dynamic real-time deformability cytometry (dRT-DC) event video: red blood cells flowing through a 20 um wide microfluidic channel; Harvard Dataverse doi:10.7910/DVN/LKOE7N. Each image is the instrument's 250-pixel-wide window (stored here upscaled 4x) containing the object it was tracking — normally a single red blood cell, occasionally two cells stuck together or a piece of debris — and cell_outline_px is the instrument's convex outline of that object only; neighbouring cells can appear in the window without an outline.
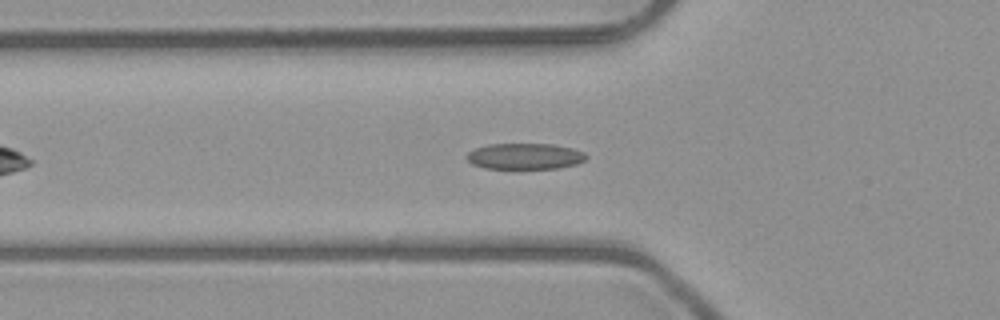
{"species": "common noctule bat (a hibernating species)", "species_latin": "Nyctalus noctula", "temperature_condition": "room temperature", "stored_images_in_passage": 37, "camera_frame_rate_fps": 3000, "um_per_image_px": 0.085, "animal": {"sex": "male", "body_mass_g": 23.1, "forearm_length_mm": 52.7}, "frame": {"image": 1, "passage_image": 10, "time_ms": 3.0, "image_size_px": [1000, 320], "cell_outline_px": [[588, 156], [584, 160], [576, 164], [560, 168], [484, 168], [472, 164], [468, 160], [468, 152], [476, 148], [488, 144], [552, 144], [572, 148], [584, 152]], "centroid_in_image_um": [44.64, 13.28], "position_along_channel_um": 81.2, "area_um2": 17.98}}
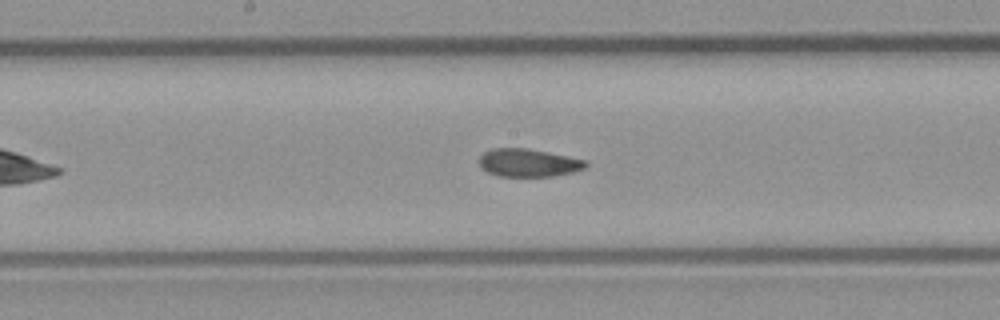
{"frame": {"image": 2, "passage_image": 19, "time_ms": 6.0, "image_size_px": [1000, 320], "cell_outline_px": [[588, 164], [584, 168], [572, 172], [552, 176], [500, 176], [488, 172], [480, 168], [480, 156], [484, 152], [492, 148], [528, 148], [548, 152], [584, 160]], "centroid_in_image_um": [44.87, 13.83], "position_along_channel_um": 203.3, "area_um2": 17.17}}
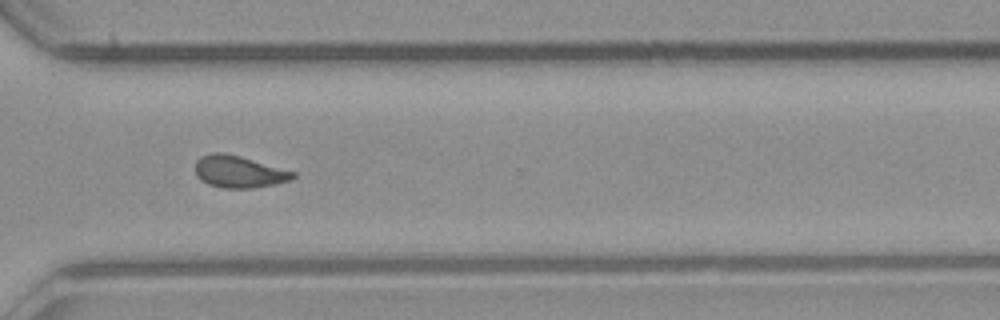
{"frame": {"image": 3, "passage_image": 30, "time_ms": 9.667, "image_size_px": [1000, 320], "cell_outline_px": [[296, 176], [292, 180], [276, 184], [252, 188], [224, 188], [208, 184], [200, 180], [196, 176], [196, 160], [200, 156], [212, 152], [224, 152], [240, 156], [296, 172]], "centroid_in_image_um": [20.3, 14.59], "position_along_channel_um": 350.3, "area_um2": 18.38}, "authors_computed_cell_mechanics": {"area_um2": 18.0336, "velocity_mm_per_s": 4.0296, "shape_relaxation_time_tau1_ms": 11.0886, "shape_relaxation_time_tau2_ms": 2.9836, "deformation_change_tau1": 0.2168, "deformation_change_tau2": 0.0942}}